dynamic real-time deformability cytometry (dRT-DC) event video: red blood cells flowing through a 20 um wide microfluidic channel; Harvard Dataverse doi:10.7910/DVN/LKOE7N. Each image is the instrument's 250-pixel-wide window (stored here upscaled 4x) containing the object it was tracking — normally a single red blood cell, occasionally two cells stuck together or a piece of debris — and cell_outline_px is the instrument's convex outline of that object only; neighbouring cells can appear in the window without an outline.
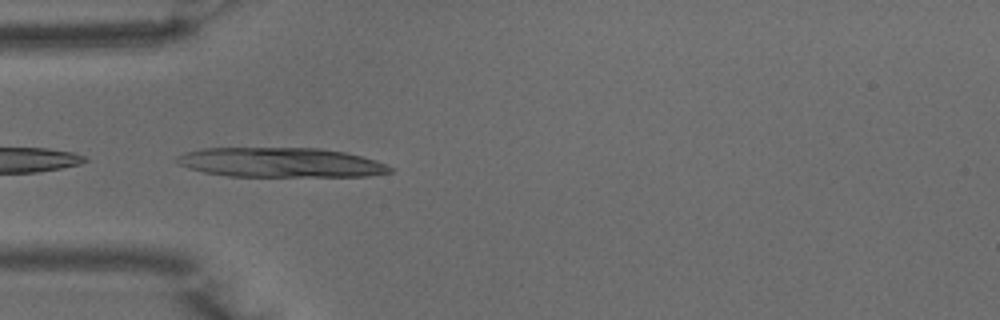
{"species": "common noctule bat (a hibernating species)", "species_latin": "Nyctalus noctula", "temperature_condition": "warm", "stored_images_in_passage": 17, "camera_frame_rate_fps": 3000, "um_per_image_px": 0.085, "animal": {"sex": "male", "body_mass_g": 15.6}, "frame": {"image": 1, "passage_image": 14, "time_ms": 4.333, "image_size_px": [1000, 320], "cell_outline_px": [[392, 172], [368, 176], [228, 176], [204, 172], [188, 168], [176, 164], [176, 156], [184, 152], [204, 148], [320, 148], [344, 152], [376, 160], [392, 168]], "centroid_in_image_um": [23.8, 13.81], "position_along_channel_um": 61.2, "area_um2": 36.76}}